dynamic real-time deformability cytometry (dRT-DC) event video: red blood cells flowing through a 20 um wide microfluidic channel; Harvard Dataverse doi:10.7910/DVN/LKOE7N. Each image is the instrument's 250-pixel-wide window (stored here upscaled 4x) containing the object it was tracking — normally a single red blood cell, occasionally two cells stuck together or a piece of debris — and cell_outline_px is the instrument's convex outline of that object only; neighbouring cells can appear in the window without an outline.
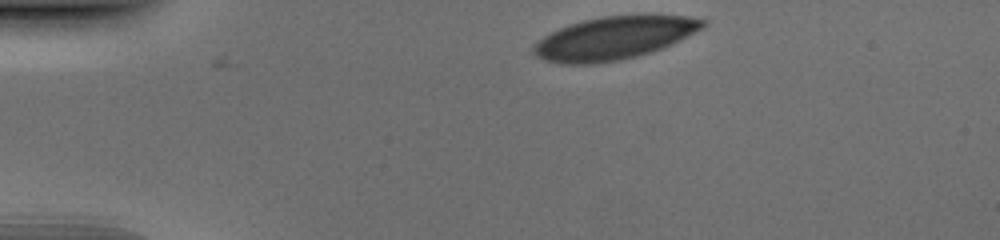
{"species": "human", "species_latin": "Homo sapiens", "temperature_condition": "cold", "stored_images_in_passage": 35, "camera_frame_rate_fps": 3000, "um_per_image_px": 0.085, "donor": {"sex": "male"}, "frame": {"image": 1, "passage_image": 1, "time_ms": 0.0, "image_size_px": [1000, 240], "cell_outline_px": [[708, 24], [704, 28], [672, 44], [652, 52], [620, 60], [592, 64], [560, 64], [544, 60], [536, 56], [532, 52], [532, 48], [544, 36], [560, 28], [584, 20], [604, 16], [684, 16], [708, 20]], "centroid_in_image_um": [52.21, 3.25], "position_along_channel_um": 32.8, "area_um2": 41.91}}
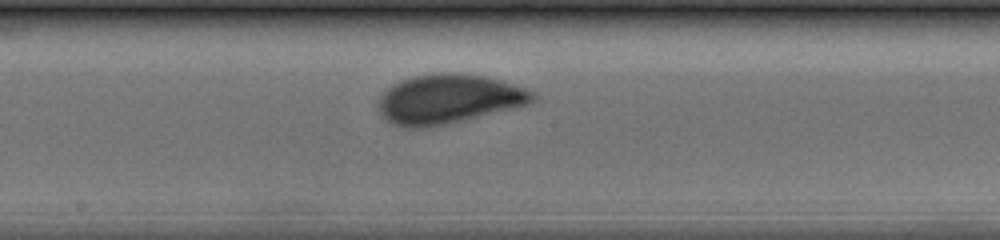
{"frame": {"image": 2, "passage_image": 19, "time_ms": 6.0, "image_size_px": [1000, 240], "cell_outline_px": [[536, 100], [528, 104], [516, 108], [428, 128], [404, 128], [392, 124], [380, 116], [376, 108], [376, 100], [392, 84], [400, 80], [412, 76], [440, 72], [448, 72], [484, 76], [500, 80], [536, 92]], "centroid_in_image_um": [38.07, 8.43], "position_along_channel_um": 210.1, "area_um2": 44.97}}
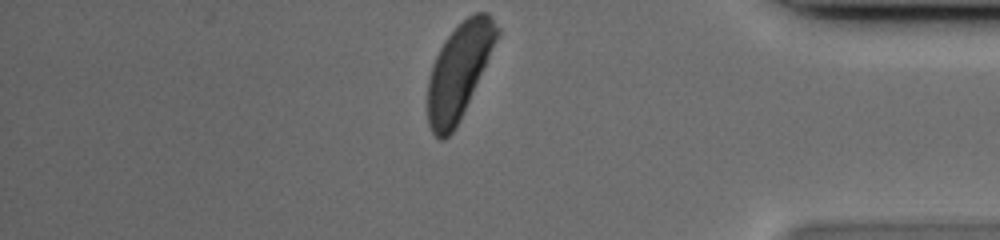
{"frame": {"image": 3, "passage_image": 35, "time_ms": 11.333, "image_size_px": [1000, 240], "cell_outline_px": [[500, 32], [460, 120], [452, 132], [444, 140], [440, 140], [432, 132], [428, 124], [428, 80], [432, 64], [444, 40], [468, 16], [476, 12], [488, 12], [500, 28]], "centroid_in_image_um": [39.0, 6.04], "position_along_channel_um": 396.2, "area_um2": 37.69}}